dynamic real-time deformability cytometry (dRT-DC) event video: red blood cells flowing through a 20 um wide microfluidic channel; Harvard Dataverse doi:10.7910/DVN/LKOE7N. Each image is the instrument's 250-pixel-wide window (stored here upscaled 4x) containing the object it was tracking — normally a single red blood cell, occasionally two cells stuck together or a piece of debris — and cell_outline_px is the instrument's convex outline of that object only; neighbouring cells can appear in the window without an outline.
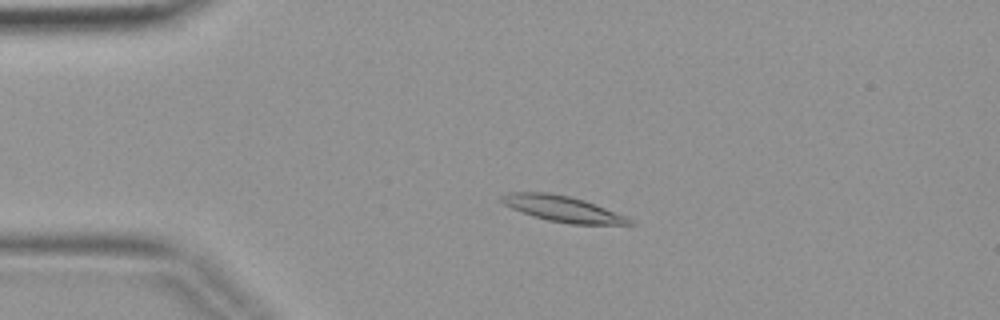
{"species": "common noctule bat (a hibernating species)", "species_latin": "Nyctalus noctula", "temperature_condition": "warm", "stored_images_in_passage": 3, "camera_frame_rate_fps": 3000, "um_per_image_px": 0.085, "animal": {"sex": "female", "body_mass_g": 19.9}, "frame": {"image": 1, "passage_image": 2, "time_ms": 0.333, "image_size_px": [1000, 320], "cell_outline_px": [[636, 224], [572, 224], [548, 220], [512, 208], [504, 204], [500, 200], [500, 196], [508, 192], [548, 192], [568, 196], [584, 200], [596, 204], [624, 216], [632, 220]], "centroid_in_image_um": [47.8, 17.73], "position_along_channel_um": 37.2, "area_um2": 18.84}}